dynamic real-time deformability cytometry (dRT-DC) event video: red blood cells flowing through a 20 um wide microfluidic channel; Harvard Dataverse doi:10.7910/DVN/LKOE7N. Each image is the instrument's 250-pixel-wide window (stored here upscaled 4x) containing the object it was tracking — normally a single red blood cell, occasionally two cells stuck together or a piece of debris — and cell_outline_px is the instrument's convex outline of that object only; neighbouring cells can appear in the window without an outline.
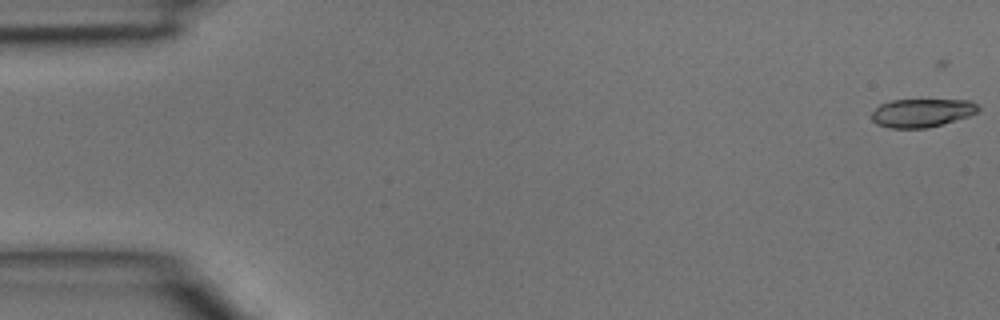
{"species": "common noctule bat (a hibernating species)", "species_latin": "Nyctalus noctula", "temperature_condition": "room temperature", "stored_images_in_passage": 5, "segment_of_instrument_passage": [2, 2], "camera_frame_rate_fps": 3000, "um_per_image_px": 0.085, "animal": {"sex": "male", "body_mass_g": 15.6}, "frame": {"image": 1, "passage_image": 5, "time_ms": 1.333, "image_size_px": [1000, 320], "cell_outline_px": [[980, 112], [968, 116], [928, 128], [888, 128], [876, 124], [872, 120], [872, 112], [880, 104], [892, 100], [972, 100], [980, 108]], "centroid_in_image_um": [78.36, 9.59], "position_along_channel_um": 6.6, "area_um2": 17.69}}